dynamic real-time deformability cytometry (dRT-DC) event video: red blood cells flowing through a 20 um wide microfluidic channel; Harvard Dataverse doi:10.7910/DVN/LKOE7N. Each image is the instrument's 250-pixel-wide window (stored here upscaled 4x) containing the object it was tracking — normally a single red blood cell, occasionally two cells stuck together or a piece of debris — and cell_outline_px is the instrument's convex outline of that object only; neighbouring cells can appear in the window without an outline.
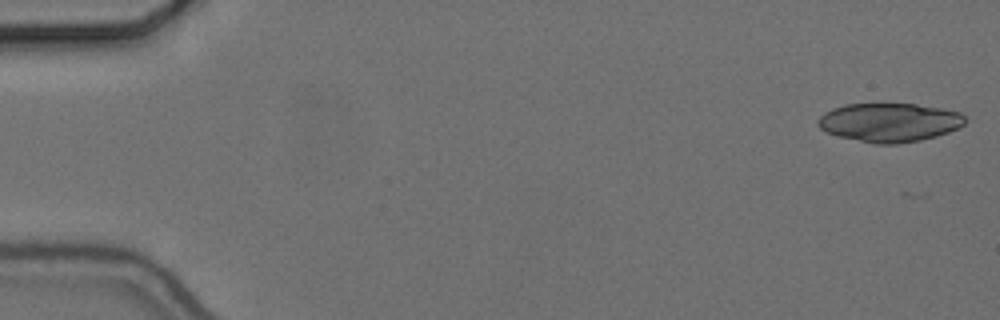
{"species": "common noctule bat (a hibernating species)", "species_latin": "Nyctalus noctula", "temperature_condition": "cold", "stored_images_in_passage": 45, "camera_frame_rate_fps": 3000, "um_per_image_px": 0.085, "animal": {"sex": "female", "body_mass_g": 24.6, "forearm_length_mm": 56.2}, "frame": {"image": 1, "passage_image": 1, "time_ms": 0.0, "image_size_px": [1000, 320], "cell_outline_px": [[964, 124], [960, 128], [936, 136], [920, 140], [896, 144], [876, 144], [836, 136], [820, 128], [816, 124], [816, 120], [824, 112], [832, 108], [844, 104], [916, 104], [940, 108], [960, 112], [964, 116]], "centroid_in_image_um": [75.57, 10.4], "position_along_channel_um": 9.4, "area_um2": 33.35}}
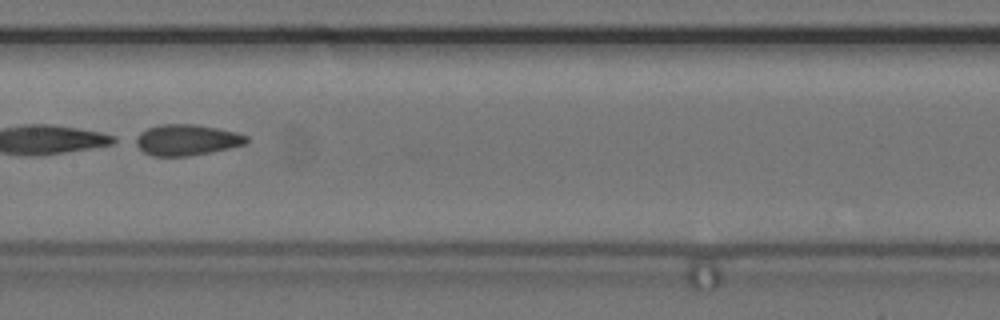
{"frame": {"image": 2, "passage_image": 28, "time_ms": 9.0, "image_size_px": [1000, 320], "cell_outline_px": [[248, 140], [244, 144], [212, 152], [188, 156], [152, 156], [144, 152], [128, 140], [132, 136], [148, 128], [160, 124], [196, 124], [236, 132], [248, 136]], "centroid_in_image_um": [15.76, 11.89], "position_along_channel_um": 191.6, "area_um2": 20.35}}